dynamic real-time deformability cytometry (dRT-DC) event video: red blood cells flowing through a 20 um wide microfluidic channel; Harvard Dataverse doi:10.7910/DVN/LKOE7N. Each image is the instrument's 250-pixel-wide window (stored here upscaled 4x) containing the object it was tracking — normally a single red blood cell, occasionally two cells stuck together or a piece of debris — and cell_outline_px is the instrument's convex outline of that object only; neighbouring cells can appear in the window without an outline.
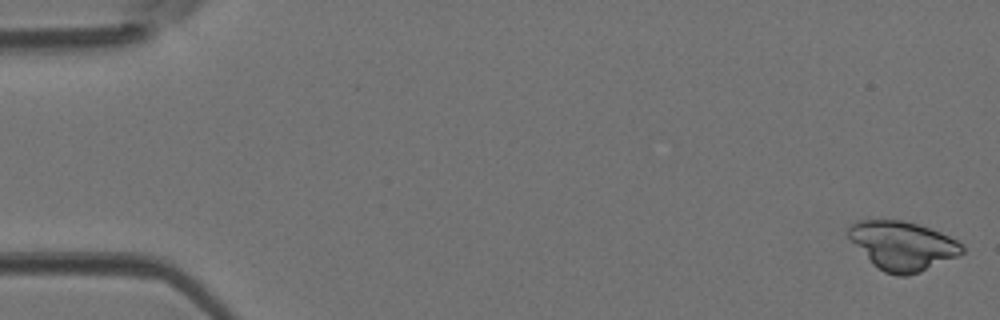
{"species": "Egyptian fruit bat (a non-hibernating species)", "species_latin": "Rousettus aegyptiacus", "temperature_condition": "room temperature", "stored_images_in_passage": 45, "camera_frame_rate_fps": 3000, "um_per_image_px": 0.085, "animal": {"sex": "female"}, "frame": {"image": 1, "passage_image": 1, "time_ms": 0.0, "image_size_px": [1000, 320], "cell_outline_px": [[964, 252], [960, 256], [920, 272], [908, 276], [896, 276], [884, 272], [848, 236], [848, 228], [856, 220], [904, 220], [940, 232], [964, 244]], "centroid_in_image_um": [76.8, 20.88], "position_along_channel_um": 8.2, "area_um2": 31.85}}
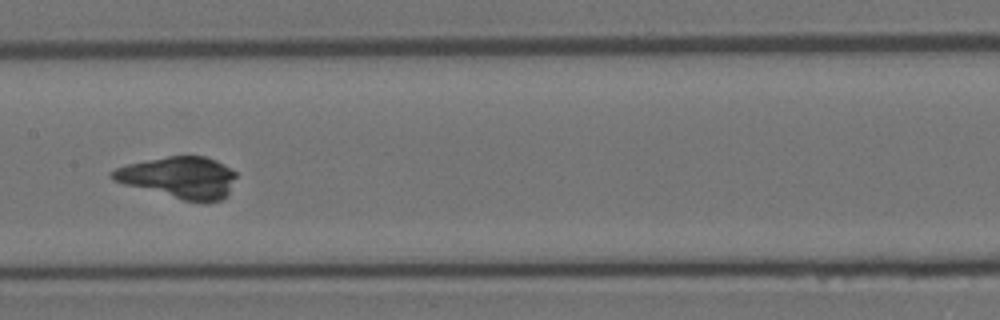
{"frame": {"image": 2, "passage_image": 23, "time_ms": 7.333, "image_size_px": [1000, 320], "cell_outline_px": [[236, 176], [228, 196], [224, 200], [208, 204], [204, 204], [184, 200], [124, 184], [112, 180], [108, 176], [108, 172], [116, 168], [128, 164], [168, 156], [204, 156], [216, 160], [224, 164], [236, 172]], "centroid_in_image_um": [15.27, 15.11], "position_along_channel_um": 192.1, "area_um2": 30.4}}
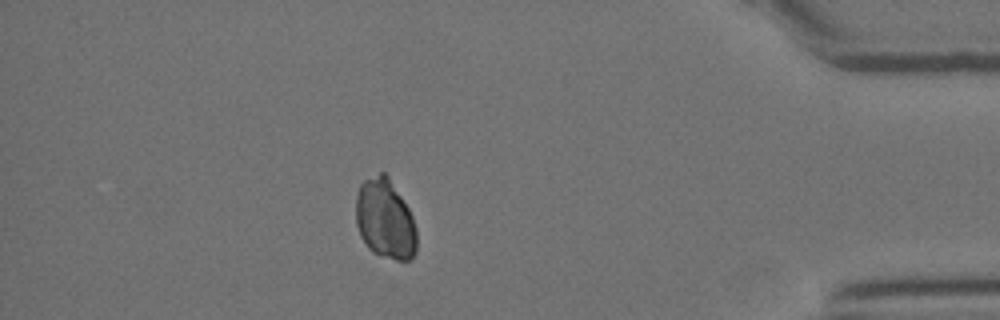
{"frame": {"image": 3, "passage_image": 40, "time_ms": 13.0, "image_size_px": [1000, 320], "cell_outline_px": [[416, 252], [412, 260], [396, 260], [380, 256], [372, 252], [368, 248], [360, 236], [356, 224], [356, 196], [360, 184], [364, 180], [380, 172], [384, 172], [388, 176], [408, 208], [412, 216], [416, 228]], "centroid_in_image_um": [32.72, 18.65], "position_along_channel_um": 402.5, "area_um2": 28.44}}